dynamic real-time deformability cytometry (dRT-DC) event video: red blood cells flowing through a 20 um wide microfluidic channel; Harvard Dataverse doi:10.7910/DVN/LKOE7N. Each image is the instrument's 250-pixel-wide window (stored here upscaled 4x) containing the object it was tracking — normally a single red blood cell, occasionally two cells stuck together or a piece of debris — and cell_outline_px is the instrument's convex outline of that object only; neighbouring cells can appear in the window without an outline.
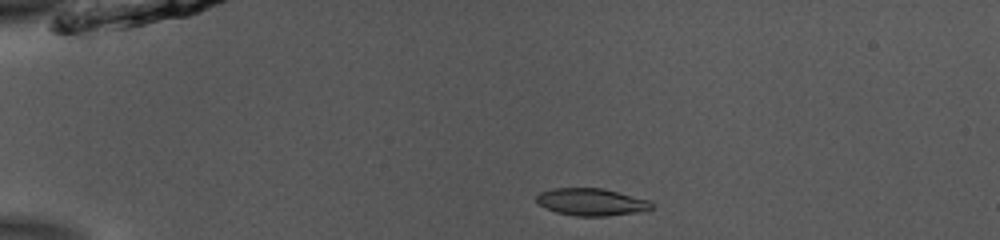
{"species": "common noctule bat (a hibernating species)", "species_latin": "Nyctalus noctula", "temperature_condition": "room temperature", "stored_images_in_passage": 42, "camera_frame_rate_fps": 3000, "um_per_image_px": 0.085, "animal": {"sex": "male", "body_mass_g": 13.0, "forearm_length_mm": 53.1}, "frame": {"image": 1, "passage_image": 1, "time_ms": 0.0, "image_size_px": [1000, 240], "cell_outline_px": [[652, 208], [644, 212], [608, 216], [576, 216], [556, 212], [544, 208], [536, 200], [536, 196], [540, 192], [552, 188], [604, 188], [652, 200]], "centroid_in_image_um": [50.32, 17.17], "position_along_channel_um": 34.7, "area_um2": 18.67}}
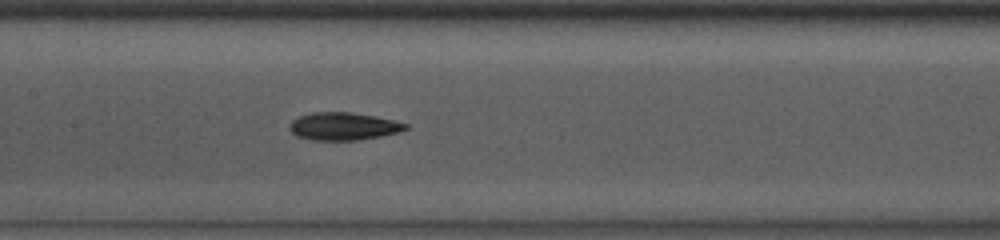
{"frame": {"image": 2, "passage_image": 16, "time_ms": 5.0, "image_size_px": [1000, 240], "cell_outline_px": [[408, 128], [400, 132], [360, 140], [312, 140], [296, 136], [288, 128], [292, 120], [300, 116], [312, 112], [352, 112], [392, 120], [408, 124]], "centroid_in_image_um": [29.17, 10.74], "position_along_channel_um": 178.2, "area_um2": 18.67}}
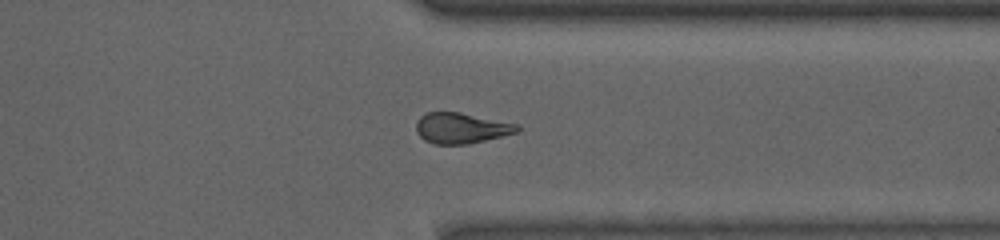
{"frame": {"image": 3, "passage_image": 31, "time_ms": 10.0, "image_size_px": [1000, 240], "cell_outline_px": [[520, 132], [468, 144], [436, 144], [424, 140], [416, 132], [416, 120], [424, 112], [460, 112], [520, 124]], "centroid_in_image_um": [39.22, 10.88], "position_along_channel_um": 372.2, "area_um2": 18.32}, "authors_computed_cell_mechanics": {"area_um2": 18.4382, "velocity_mm_per_s": 3.898, "shape_relaxation_time_tau1_ms": 5.5775, "shape_relaxation_time_tau2_ms": 2.5042, "deformation_change_tau1": 0.1294, "deformation_change_tau2": 0.0965}}